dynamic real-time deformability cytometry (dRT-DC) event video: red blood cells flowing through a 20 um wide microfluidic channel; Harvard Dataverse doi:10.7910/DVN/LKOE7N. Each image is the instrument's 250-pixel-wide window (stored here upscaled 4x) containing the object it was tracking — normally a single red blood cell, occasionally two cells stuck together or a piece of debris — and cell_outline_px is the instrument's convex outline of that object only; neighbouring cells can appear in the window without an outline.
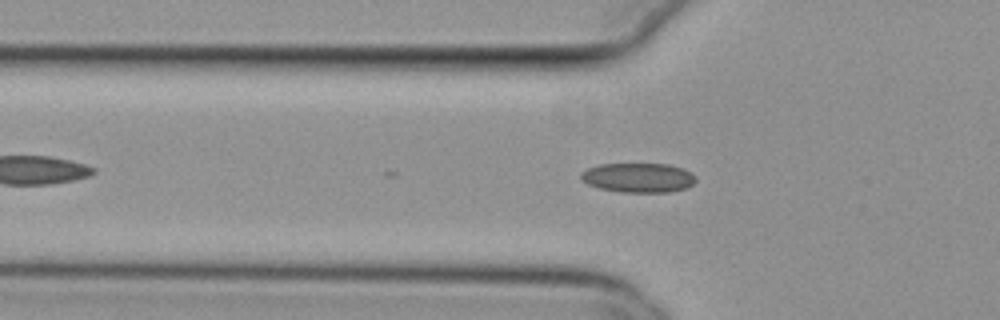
{"species": "common noctule bat (a hibernating species)", "species_latin": "Nyctalus noctula", "temperature_condition": "cold", "stored_images_in_passage": 12, "camera_frame_rate_fps": 3000, "um_per_image_px": 0.085, "animal": {"sex": "female", "body_mass_g": 29.2, "forearm_length_mm": 56.3}, "frame": {"image": 1, "passage_image": 10, "time_ms": 3.0, "image_size_px": [1000, 320], "cell_outline_px": [[696, 180], [688, 188], [668, 192], [620, 192], [600, 188], [588, 184], [580, 180], [580, 172], [588, 168], [600, 164], [668, 164], [684, 168], [692, 172], [696, 176]], "centroid_in_image_um": [54.27, 15.1], "position_along_channel_um": 71.5, "area_um2": 19.94}}